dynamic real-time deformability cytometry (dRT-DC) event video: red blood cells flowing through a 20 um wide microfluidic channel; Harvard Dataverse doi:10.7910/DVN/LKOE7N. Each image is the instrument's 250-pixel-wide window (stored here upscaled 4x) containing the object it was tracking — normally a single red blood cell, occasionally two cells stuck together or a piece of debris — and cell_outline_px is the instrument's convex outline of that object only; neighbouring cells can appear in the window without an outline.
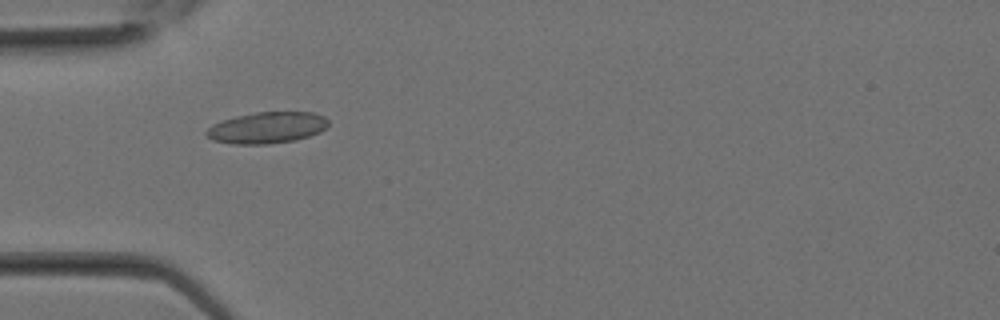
{"species": "Egyptian fruit bat (a non-hibernating species)", "species_latin": "Rousettus aegyptiacus", "temperature_condition": "room temperature", "stored_images_in_passage": 11, "camera_frame_rate_fps": 3000, "um_per_image_px": 0.085, "animal": {"sex": "female"}, "frame": {"image": 1, "passage_image": 9, "time_ms": 2.667, "image_size_px": [1000, 320], "cell_outline_px": [[328, 124], [320, 132], [296, 140], [268, 144], [232, 144], [212, 140], [204, 132], [212, 124], [236, 116], [256, 112], [316, 112], [324, 116], [328, 120]], "centroid_in_image_um": [22.7, 10.85], "position_along_channel_um": 62.3, "area_um2": 22.31}}